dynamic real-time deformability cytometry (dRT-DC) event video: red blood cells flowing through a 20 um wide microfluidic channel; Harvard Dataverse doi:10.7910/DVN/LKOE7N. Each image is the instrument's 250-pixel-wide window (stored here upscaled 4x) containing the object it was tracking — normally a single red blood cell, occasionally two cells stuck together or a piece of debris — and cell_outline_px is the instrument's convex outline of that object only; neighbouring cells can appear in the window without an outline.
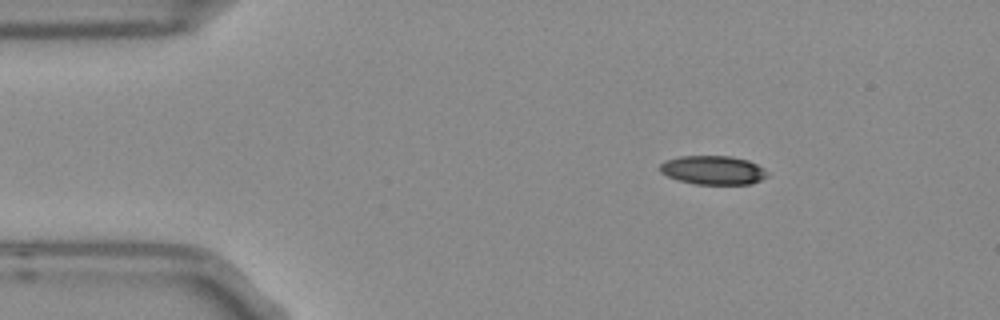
{"species": "Egyptian fruit bat (a non-hibernating species)", "species_latin": "Rousettus aegyptiacus", "temperature_condition": "room temperature", "stored_images_in_passage": 3, "camera_frame_rate_fps": 3000, "um_per_image_px": 0.085, "frame": {"image": 1, "passage_image": 1, "time_ms": 0.0, "image_size_px": [1000, 320], "cell_outline_px": [[768, 176], [752, 184], [696, 184], [676, 180], [660, 172], [660, 164], [664, 160], [680, 156], [732, 156], [748, 160], [764, 168], [768, 172]], "centroid_in_image_um": [60.61, 14.46], "position_along_channel_um": 24.4, "area_um2": 18.21}}
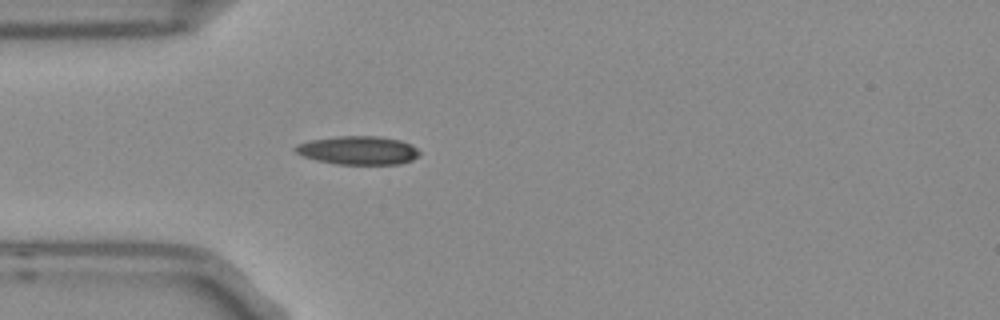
{"frame": {"image": 2, "passage_image": 3, "time_ms": 0.667, "image_size_px": [1000, 320], "cell_outline_px": [[420, 156], [412, 160], [400, 164], [336, 164], [316, 160], [304, 156], [296, 152], [292, 148], [296, 144], [312, 140], [340, 136], [376, 136], [400, 140], [412, 144], [420, 152]], "centroid_in_image_um": [30.46, 12.78], "position_along_channel_um": 54.5, "area_um2": 20.63}}